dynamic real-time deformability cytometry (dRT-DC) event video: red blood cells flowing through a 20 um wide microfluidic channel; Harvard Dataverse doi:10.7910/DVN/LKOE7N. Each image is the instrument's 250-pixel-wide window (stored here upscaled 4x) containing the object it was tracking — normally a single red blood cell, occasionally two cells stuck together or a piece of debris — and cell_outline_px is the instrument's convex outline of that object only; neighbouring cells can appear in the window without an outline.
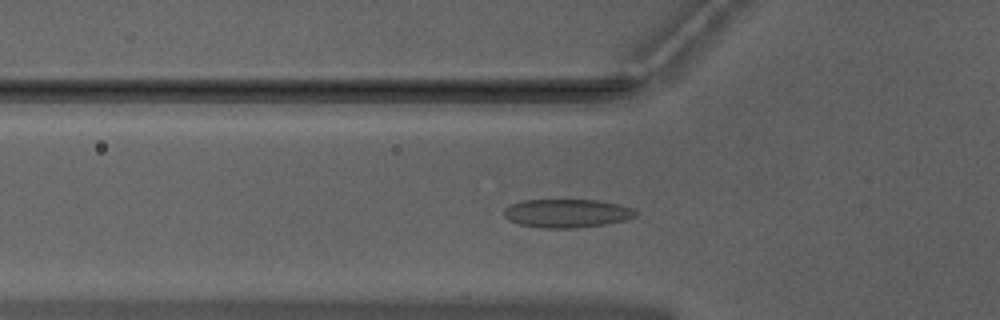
{"species": "Egyptian fruit bat (a non-hibernating species)", "species_latin": "Rousettus aegyptiacus", "temperature_condition": "warm", "stored_images_in_passage": 51, "camera_frame_rate_fps": 3000, "um_per_image_px": 0.085, "animal": {"sex": "male"}, "frame": {"image": 1, "passage_image": 17, "time_ms": 5.333, "image_size_px": [1000, 320], "cell_outline_px": [[636, 216], [628, 220], [604, 224], [576, 228], [540, 228], [520, 224], [508, 220], [504, 216], [504, 208], [520, 200], [596, 200], [620, 204], [632, 208], [636, 212]], "centroid_in_image_um": [48.18, 18.13], "position_along_channel_um": 77.6, "area_um2": 21.96}}
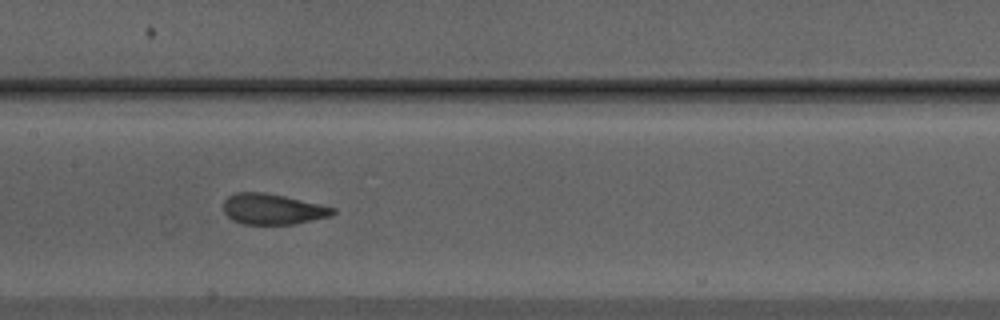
{"frame": {"image": 2, "passage_image": 25, "time_ms": 8.0, "image_size_px": [1000, 320], "cell_outline_px": [[336, 212], [328, 216], [292, 224], [244, 224], [232, 220], [224, 212], [224, 200], [228, 196], [236, 192], [264, 192], [284, 196], [336, 208]], "centroid_in_image_um": [23.13, 17.76], "position_along_channel_um": 184.3, "area_um2": 19.31}}
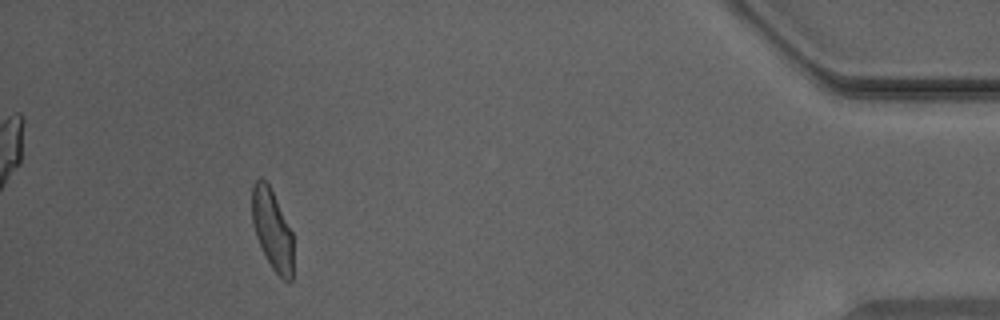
{"frame": {"image": 3, "passage_image": 47, "time_ms": 15.333, "image_size_px": [1000, 320], "cell_outline_px": [[292, 280], [284, 280], [272, 268], [256, 236], [252, 224], [252, 184], [260, 176], [268, 184], [292, 232]], "centroid_in_image_um": [23.12, 19.49], "position_along_channel_um": 412.1, "area_um2": 18.84}, "authors_computed_cell_mechanics": {"area_um2": 20.3456, "velocity_mm_per_s": 3.9711, "shape_relaxation_time_tau1_ms": 4.0166, "shape_relaxation_time_tau2_ms": 0.8827, "deformation_change_tau1": 0.1444, "deformation_change_tau2": 0.0599}}